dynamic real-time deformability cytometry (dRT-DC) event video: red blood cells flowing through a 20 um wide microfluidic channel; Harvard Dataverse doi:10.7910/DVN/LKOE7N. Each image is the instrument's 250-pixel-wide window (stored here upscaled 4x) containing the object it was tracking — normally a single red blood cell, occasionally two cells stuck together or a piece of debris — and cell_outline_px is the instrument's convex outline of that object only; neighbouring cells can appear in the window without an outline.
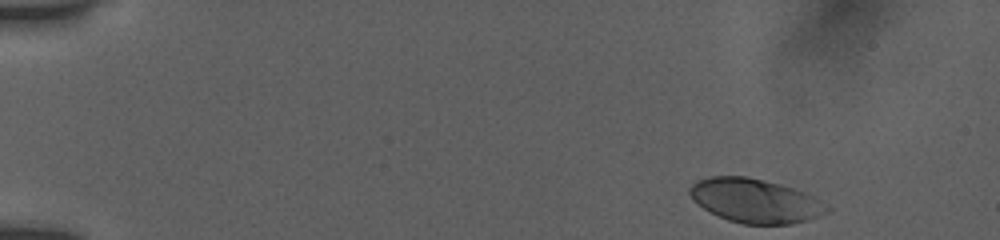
{"species": "human", "species_latin": "Homo sapiens", "temperature_condition": "room temperature", "stored_images_in_passage": 11, "camera_frame_rate_fps": 3000, "um_per_image_px": 0.085, "donor": {"sex": "female"}, "frame": {"image": 1, "passage_image": 1, "time_ms": 0.0, "image_size_px": [1000, 240], "cell_outline_px": [[832, 208], [828, 212], [820, 216], [792, 224], [744, 224], [728, 220], [704, 208], [692, 200], [688, 192], [688, 188], [696, 180], [708, 176], [748, 176], [780, 184], [804, 192], [820, 200]], "centroid_in_image_um": [64.18, 17.05], "position_along_channel_um": 20.8, "area_um2": 35.26}}
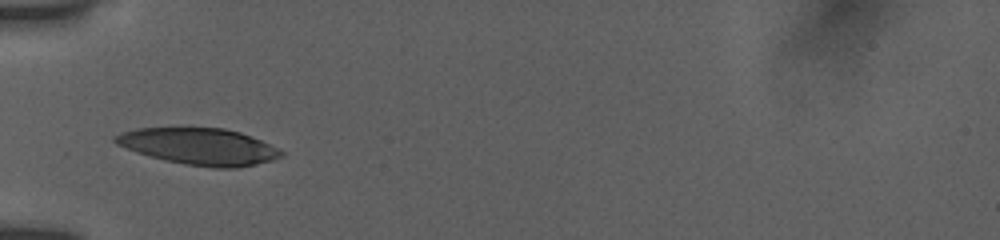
{"frame": {"image": 2, "passage_image": 10, "time_ms": 4.333, "image_size_px": [1000, 240], "cell_outline_px": [[284, 156], [272, 160], [256, 164], [236, 168], [216, 168], [184, 164], [164, 160], [136, 152], [116, 144], [112, 140], [120, 132], [136, 128], [224, 128], [240, 132], [260, 140], [284, 152]], "centroid_in_image_um": [16.91, 12.45], "position_along_channel_um": 68.1, "area_um2": 35.26}}
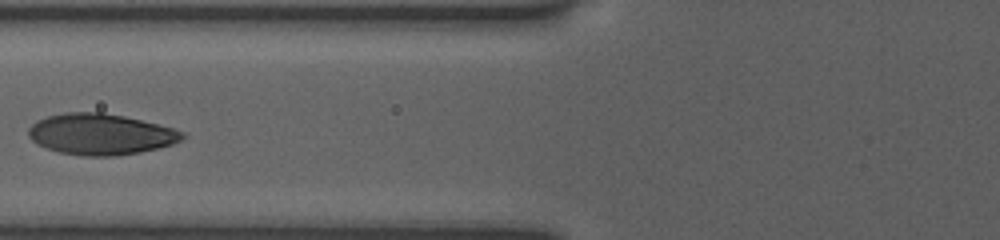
{"frame": {"image": 3, "passage_image": 11, "time_ms": 5.667, "image_size_px": [1000, 240], "cell_outline_px": [[184, 136], [180, 140], [172, 144], [140, 152], [112, 156], [88, 156], [60, 152], [36, 144], [28, 136], [28, 128], [36, 120], [48, 116], [64, 112], [100, 112], [124, 116], [172, 128], [184, 132]], "centroid_in_image_um": [8.5, 11.4], "position_along_channel_um": 117.3, "area_um2": 36.47}}